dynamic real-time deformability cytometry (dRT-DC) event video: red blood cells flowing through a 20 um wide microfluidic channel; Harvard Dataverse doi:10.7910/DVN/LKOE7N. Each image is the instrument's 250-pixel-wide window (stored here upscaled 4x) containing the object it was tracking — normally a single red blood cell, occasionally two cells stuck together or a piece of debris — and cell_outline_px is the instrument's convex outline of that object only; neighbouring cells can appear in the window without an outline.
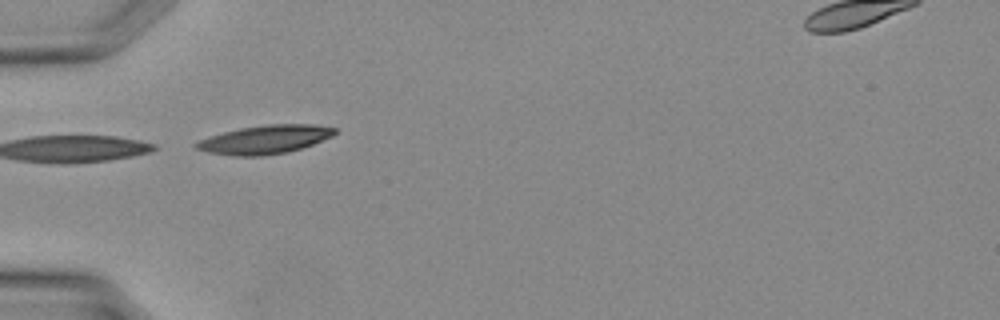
{"species": "Egyptian fruit bat (a non-hibernating species)", "species_latin": "Rousettus aegyptiacus", "temperature_condition": "warm", "stored_images_in_passage": 21, "camera_frame_rate_fps": 3000, "um_per_image_px": 0.085, "animal": {"sex": "female"}, "frame": {"image": 1, "passage_image": 7, "time_ms": 2.0, "image_size_px": [1000, 320], "cell_outline_px": [[336, 132], [332, 136], [312, 144], [288, 152], [264, 156], [236, 156], [208, 152], [196, 148], [192, 144], [200, 140], [224, 132], [240, 128], [268, 124], [312, 124], [336, 128]], "centroid_in_image_um": [22.52, 11.86], "position_along_channel_um": 62.5, "area_um2": 22.83}}
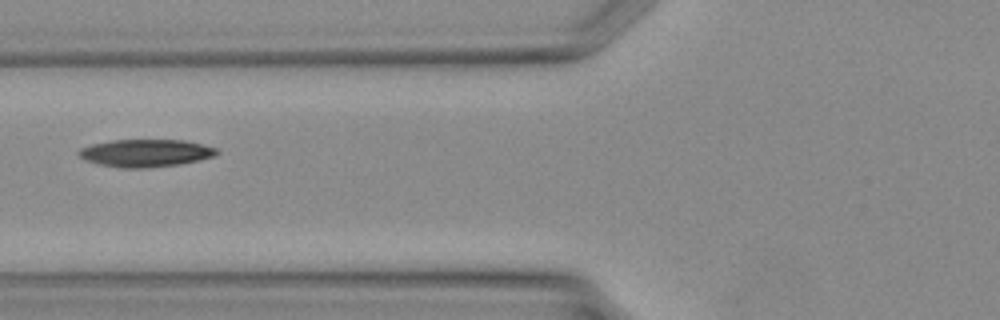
{"frame": {"image": 2, "passage_image": 10, "time_ms": 3.0, "image_size_px": [1000, 320], "cell_outline_px": [[216, 152], [212, 156], [180, 164], [140, 168], [124, 168], [100, 164], [88, 160], [80, 156], [76, 152], [80, 148], [92, 144], [112, 140], [184, 140], [216, 148]], "centroid_in_image_um": [12.32, 13.0], "position_along_channel_um": 113.5, "area_um2": 21.62}}
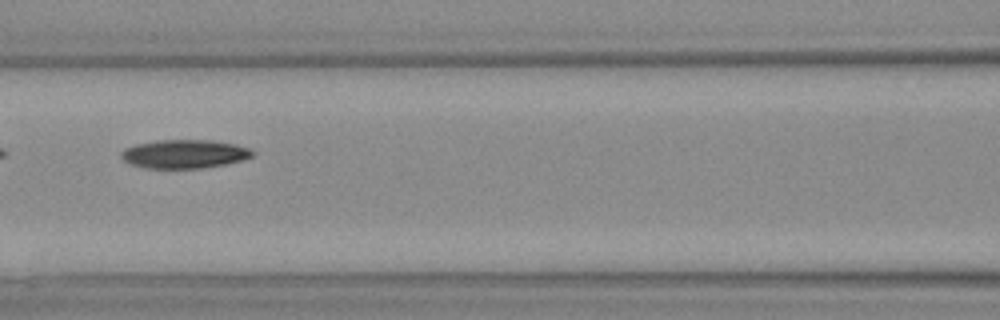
{"frame": {"image": 3, "passage_image": 12, "time_ms": 3.667, "image_size_px": [1000, 320], "cell_outline_px": [[252, 156], [240, 160], [224, 164], [200, 168], [144, 168], [132, 164], [124, 160], [120, 156], [120, 152], [124, 148], [136, 144], [156, 140], [212, 140], [236, 144], [248, 148], [252, 152]], "centroid_in_image_um": [15.61, 13.08], "position_along_channel_um": 151.0, "area_um2": 21.73}}